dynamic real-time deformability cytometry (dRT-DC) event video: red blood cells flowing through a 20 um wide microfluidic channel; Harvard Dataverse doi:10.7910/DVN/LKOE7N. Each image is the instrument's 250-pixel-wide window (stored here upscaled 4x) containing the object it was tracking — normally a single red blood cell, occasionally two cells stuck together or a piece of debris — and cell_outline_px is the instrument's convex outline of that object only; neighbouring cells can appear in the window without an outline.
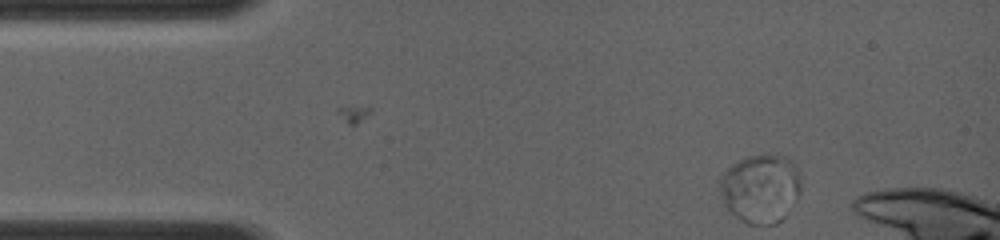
{"species": "common noctule bat (a hibernating species)", "species_latin": "Nyctalus noctula", "temperature_condition": "room temperature", "stored_images_in_passage": 36, "camera_frame_rate_fps": 4000, "um_per_image_px": 0.085, "animal": {"sex": "female", "body_mass_g": 19.0, "forearm_length_mm": 56.7}, "frame": {"image": 1, "passage_image": 36, "time_ms": 5.0, "image_size_px": [1000, 240], "cell_outline_px": [[800, 192], [796, 200], [784, 220], [776, 224], [748, 224], [740, 220], [724, 204], [720, 188], [720, 180], [724, 172], [732, 164], [748, 156], [768, 152], [784, 156], [792, 160], [800, 180]], "centroid_in_image_um": [64.67, 16.01], "position_along_channel_um": 20.3, "area_um2": 32.71}}